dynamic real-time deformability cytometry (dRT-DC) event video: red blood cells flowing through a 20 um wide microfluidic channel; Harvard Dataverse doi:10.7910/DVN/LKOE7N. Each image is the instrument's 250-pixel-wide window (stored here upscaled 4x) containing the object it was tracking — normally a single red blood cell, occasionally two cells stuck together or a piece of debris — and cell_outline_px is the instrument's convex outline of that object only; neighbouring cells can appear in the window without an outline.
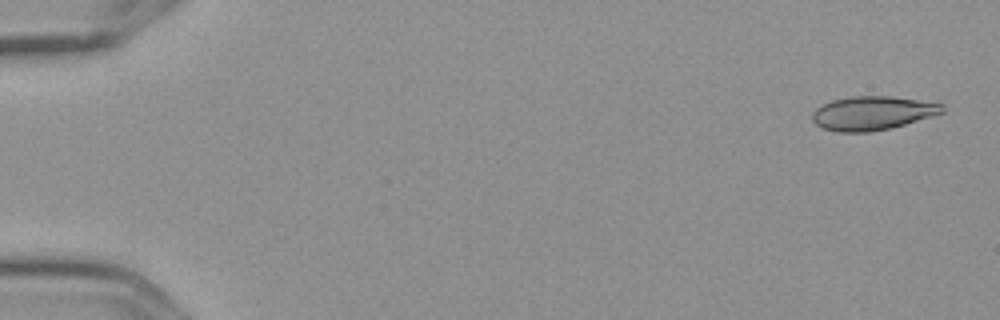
{"species": "Egyptian fruit bat (a non-hibernating species)", "species_latin": "Rousettus aegyptiacus", "temperature_condition": "cold", "stored_images_in_passage": 6, "camera_frame_rate_fps": 3000, "um_per_image_px": 0.085, "frame": {"image": 1, "passage_image": 1, "time_ms": 0.0, "image_size_px": [1000, 320], "cell_outline_px": [[944, 112], [904, 124], [888, 128], [868, 132], [840, 132], [824, 128], [816, 124], [812, 120], [812, 112], [820, 104], [832, 100], [852, 96], [892, 96], [944, 104]], "centroid_in_image_um": [74.12, 9.6], "position_along_channel_um": 10.9, "area_um2": 25.43}}
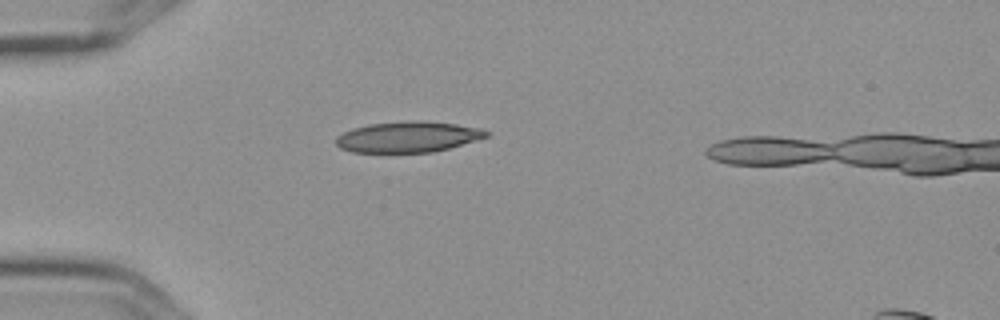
{"frame": {"image": 2, "passage_image": 5, "time_ms": 1.333, "image_size_px": [1000, 320], "cell_outline_px": [[492, 132], [488, 136], [448, 148], [432, 152], [352, 152], [340, 148], [336, 144], [336, 136], [352, 128], [368, 124], [408, 120], [420, 120], [456, 124], [484, 128]], "centroid_in_image_um": [34.68, 11.62], "position_along_channel_um": 50.3, "area_um2": 27.11}}